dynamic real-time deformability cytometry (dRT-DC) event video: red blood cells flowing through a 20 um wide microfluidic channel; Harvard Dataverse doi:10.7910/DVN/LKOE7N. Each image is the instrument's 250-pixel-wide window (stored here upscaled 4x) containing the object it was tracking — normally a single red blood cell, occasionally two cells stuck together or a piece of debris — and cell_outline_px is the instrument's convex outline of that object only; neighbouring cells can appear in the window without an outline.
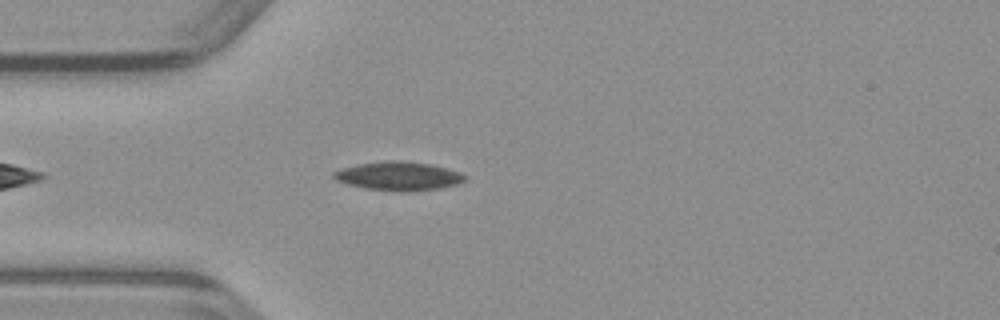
{"species": "common noctule bat (a hibernating species)", "species_latin": "Nyctalus noctula", "temperature_condition": "warm", "stored_images_in_passage": 37, "camera_frame_rate_fps": 3000, "um_per_image_px": 0.085, "animal": {"sex": "male", "body_mass_g": 23.1, "forearm_length_mm": 52.7}, "frame": {"image": 1, "passage_image": 4, "time_ms": 1.0, "image_size_px": [1000, 320], "cell_outline_px": [[468, 176], [464, 180], [456, 184], [440, 188], [368, 188], [348, 184], [336, 180], [332, 176], [332, 172], [356, 164], [384, 160], [400, 160], [432, 164], [460, 172]], "centroid_in_image_um": [33.86, 14.89], "position_along_channel_um": 51.1, "area_um2": 20.87}}
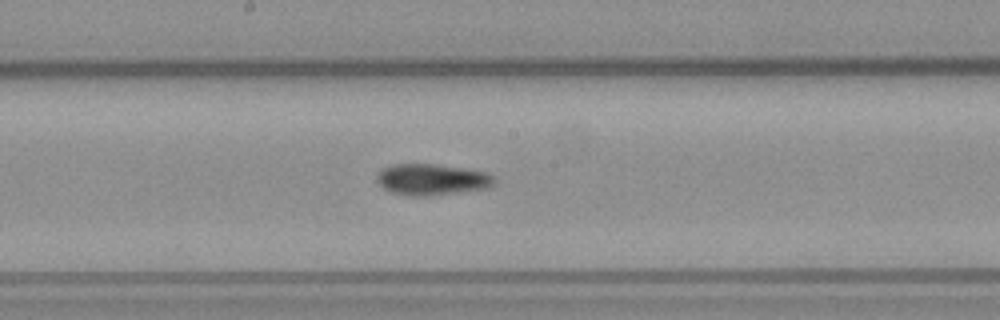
{"frame": {"image": 2, "passage_image": 16, "time_ms": 5.0, "image_size_px": [1000, 320], "cell_outline_px": [[496, 184], [488, 188], [460, 192], [428, 196], [408, 196], [392, 192], [384, 188], [376, 180], [376, 176], [384, 168], [392, 164], [436, 164], [464, 168], [488, 172], [496, 176]], "centroid_in_image_um": [36.77, 15.26], "position_along_channel_um": 211.4, "area_um2": 21.62}}
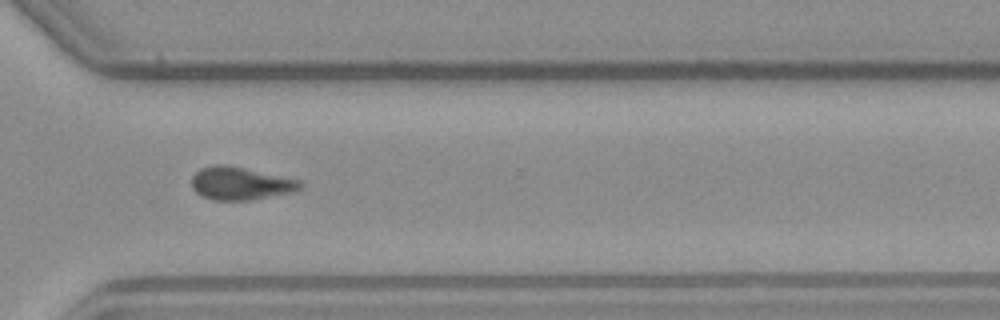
{"frame": {"image": 3, "passage_image": 26, "time_ms": 8.333, "image_size_px": [1000, 320], "cell_outline_px": [[304, 188], [296, 192], [252, 200], [212, 200], [200, 196], [192, 188], [192, 176], [200, 168], [216, 164], [228, 164], [304, 180]], "centroid_in_image_um": [20.52, 15.59], "position_along_channel_um": 350.1, "area_um2": 21.56}}